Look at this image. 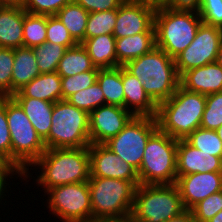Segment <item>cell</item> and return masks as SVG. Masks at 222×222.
I'll return each instance as SVG.
<instances>
[{"mask_svg":"<svg viewBox=\"0 0 222 222\" xmlns=\"http://www.w3.org/2000/svg\"><path fill=\"white\" fill-rule=\"evenodd\" d=\"M222 28L201 23L196 37L174 60L181 77L186 71L216 62Z\"/></svg>","mask_w":222,"mask_h":222,"instance_id":"12","label":"cell"},{"mask_svg":"<svg viewBox=\"0 0 222 222\" xmlns=\"http://www.w3.org/2000/svg\"><path fill=\"white\" fill-rule=\"evenodd\" d=\"M12 98H34L55 103L62 100L61 76L57 72L39 74Z\"/></svg>","mask_w":222,"mask_h":222,"instance_id":"20","label":"cell"},{"mask_svg":"<svg viewBox=\"0 0 222 222\" xmlns=\"http://www.w3.org/2000/svg\"><path fill=\"white\" fill-rule=\"evenodd\" d=\"M46 30V41L49 43L63 45L66 48H71L78 44L56 15L47 16Z\"/></svg>","mask_w":222,"mask_h":222,"instance_id":"36","label":"cell"},{"mask_svg":"<svg viewBox=\"0 0 222 222\" xmlns=\"http://www.w3.org/2000/svg\"><path fill=\"white\" fill-rule=\"evenodd\" d=\"M88 148L90 177L120 179L132 181L136 186L140 185L138 171L105 144H91Z\"/></svg>","mask_w":222,"mask_h":222,"instance_id":"14","label":"cell"},{"mask_svg":"<svg viewBox=\"0 0 222 222\" xmlns=\"http://www.w3.org/2000/svg\"><path fill=\"white\" fill-rule=\"evenodd\" d=\"M93 220L131 216L136 185L132 181L90 177Z\"/></svg>","mask_w":222,"mask_h":222,"instance_id":"8","label":"cell"},{"mask_svg":"<svg viewBox=\"0 0 222 222\" xmlns=\"http://www.w3.org/2000/svg\"><path fill=\"white\" fill-rule=\"evenodd\" d=\"M6 117L11 135V163L23 173L26 181L32 177L29 167L46 151V147L24 110L12 97H6Z\"/></svg>","mask_w":222,"mask_h":222,"instance_id":"5","label":"cell"},{"mask_svg":"<svg viewBox=\"0 0 222 222\" xmlns=\"http://www.w3.org/2000/svg\"><path fill=\"white\" fill-rule=\"evenodd\" d=\"M23 23L22 6H0V47H23Z\"/></svg>","mask_w":222,"mask_h":222,"instance_id":"21","label":"cell"},{"mask_svg":"<svg viewBox=\"0 0 222 222\" xmlns=\"http://www.w3.org/2000/svg\"><path fill=\"white\" fill-rule=\"evenodd\" d=\"M124 108L134 116L156 117L157 104L148 96L143 84L122 66Z\"/></svg>","mask_w":222,"mask_h":222,"instance_id":"19","label":"cell"},{"mask_svg":"<svg viewBox=\"0 0 222 222\" xmlns=\"http://www.w3.org/2000/svg\"><path fill=\"white\" fill-rule=\"evenodd\" d=\"M94 68L95 66L86 48L81 43H78L76 46L66 49L58 63L56 72L61 77H67L93 70Z\"/></svg>","mask_w":222,"mask_h":222,"instance_id":"27","label":"cell"},{"mask_svg":"<svg viewBox=\"0 0 222 222\" xmlns=\"http://www.w3.org/2000/svg\"><path fill=\"white\" fill-rule=\"evenodd\" d=\"M156 47L155 31H146L133 36L116 38L117 67L150 52Z\"/></svg>","mask_w":222,"mask_h":222,"instance_id":"22","label":"cell"},{"mask_svg":"<svg viewBox=\"0 0 222 222\" xmlns=\"http://www.w3.org/2000/svg\"><path fill=\"white\" fill-rule=\"evenodd\" d=\"M47 193V194H46ZM48 195L46 207L62 222H91L93 213L88 181L71 183L45 192Z\"/></svg>","mask_w":222,"mask_h":222,"instance_id":"10","label":"cell"},{"mask_svg":"<svg viewBox=\"0 0 222 222\" xmlns=\"http://www.w3.org/2000/svg\"><path fill=\"white\" fill-rule=\"evenodd\" d=\"M193 6L202 23L222 28V0H197Z\"/></svg>","mask_w":222,"mask_h":222,"instance_id":"38","label":"cell"},{"mask_svg":"<svg viewBox=\"0 0 222 222\" xmlns=\"http://www.w3.org/2000/svg\"><path fill=\"white\" fill-rule=\"evenodd\" d=\"M177 144L178 140L159 129L149 138L138 171L140 184L160 185L176 182Z\"/></svg>","mask_w":222,"mask_h":222,"instance_id":"9","label":"cell"},{"mask_svg":"<svg viewBox=\"0 0 222 222\" xmlns=\"http://www.w3.org/2000/svg\"><path fill=\"white\" fill-rule=\"evenodd\" d=\"M96 81L104 93L105 104L124 107L122 66L99 69Z\"/></svg>","mask_w":222,"mask_h":222,"instance_id":"26","label":"cell"},{"mask_svg":"<svg viewBox=\"0 0 222 222\" xmlns=\"http://www.w3.org/2000/svg\"><path fill=\"white\" fill-rule=\"evenodd\" d=\"M30 167H34L30 170L41 169L35 183L44 190L45 196L50 188L89 181V148L46 149Z\"/></svg>","mask_w":222,"mask_h":222,"instance_id":"2","label":"cell"},{"mask_svg":"<svg viewBox=\"0 0 222 222\" xmlns=\"http://www.w3.org/2000/svg\"><path fill=\"white\" fill-rule=\"evenodd\" d=\"M218 137L222 141V125L216 130Z\"/></svg>","mask_w":222,"mask_h":222,"instance_id":"51","label":"cell"},{"mask_svg":"<svg viewBox=\"0 0 222 222\" xmlns=\"http://www.w3.org/2000/svg\"><path fill=\"white\" fill-rule=\"evenodd\" d=\"M40 74L33 48L18 47L14 49L12 67L11 96L30 83Z\"/></svg>","mask_w":222,"mask_h":222,"instance_id":"23","label":"cell"},{"mask_svg":"<svg viewBox=\"0 0 222 222\" xmlns=\"http://www.w3.org/2000/svg\"><path fill=\"white\" fill-rule=\"evenodd\" d=\"M71 2L73 0H24L22 7L31 14L52 16Z\"/></svg>","mask_w":222,"mask_h":222,"instance_id":"40","label":"cell"},{"mask_svg":"<svg viewBox=\"0 0 222 222\" xmlns=\"http://www.w3.org/2000/svg\"><path fill=\"white\" fill-rule=\"evenodd\" d=\"M222 125V92L206 95V106L200 127L217 130Z\"/></svg>","mask_w":222,"mask_h":222,"instance_id":"35","label":"cell"},{"mask_svg":"<svg viewBox=\"0 0 222 222\" xmlns=\"http://www.w3.org/2000/svg\"><path fill=\"white\" fill-rule=\"evenodd\" d=\"M66 47L45 41L33 47L40 74L56 72L58 63L63 57Z\"/></svg>","mask_w":222,"mask_h":222,"instance_id":"30","label":"cell"},{"mask_svg":"<svg viewBox=\"0 0 222 222\" xmlns=\"http://www.w3.org/2000/svg\"><path fill=\"white\" fill-rule=\"evenodd\" d=\"M164 2L173 5H194L197 0H165Z\"/></svg>","mask_w":222,"mask_h":222,"instance_id":"46","label":"cell"},{"mask_svg":"<svg viewBox=\"0 0 222 222\" xmlns=\"http://www.w3.org/2000/svg\"><path fill=\"white\" fill-rule=\"evenodd\" d=\"M0 167H16L14 164L4 161L0 157Z\"/></svg>","mask_w":222,"mask_h":222,"instance_id":"50","label":"cell"},{"mask_svg":"<svg viewBox=\"0 0 222 222\" xmlns=\"http://www.w3.org/2000/svg\"><path fill=\"white\" fill-rule=\"evenodd\" d=\"M99 68H94L86 72H82L73 76L61 77L62 100L92 86L97 80Z\"/></svg>","mask_w":222,"mask_h":222,"instance_id":"34","label":"cell"},{"mask_svg":"<svg viewBox=\"0 0 222 222\" xmlns=\"http://www.w3.org/2000/svg\"><path fill=\"white\" fill-rule=\"evenodd\" d=\"M91 222H133V221L129 216L123 218L97 219V220H92Z\"/></svg>","mask_w":222,"mask_h":222,"instance_id":"45","label":"cell"},{"mask_svg":"<svg viewBox=\"0 0 222 222\" xmlns=\"http://www.w3.org/2000/svg\"><path fill=\"white\" fill-rule=\"evenodd\" d=\"M180 85L204 95L222 92V67L213 62L188 70L180 77Z\"/></svg>","mask_w":222,"mask_h":222,"instance_id":"18","label":"cell"},{"mask_svg":"<svg viewBox=\"0 0 222 222\" xmlns=\"http://www.w3.org/2000/svg\"><path fill=\"white\" fill-rule=\"evenodd\" d=\"M185 211L175 183L140 184L135 190L134 205L130 217L133 222H166Z\"/></svg>","mask_w":222,"mask_h":222,"instance_id":"6","label":"cell"},{"mask_svg":"<svg viewBox=\"0 0 222 222\" xmlns=\"http://www.w3.org/2000/svg\"><path fill=\"white\" fill-rule=\"evenodd\" d=\"M155 1H157V2H164L165 0H155Z\"/></svg>","mask_w":222,"mask_h":222,"instance_id":"52","label":"cell"},{"mask_svg":"<svg viewBox=\"0 0 222 222\" xmlns=\"http://www.w3.org/2000/svg\"><path fill=\"white\" fill-rule=\"evenodd\" d=\"M89 13L118 9L125 0H73Z\"/></svg>","mask_w":222,"mask_h":222,"instance_id":"42","label":"cell"},{"mask_svg":"<svg viewBox=\"0 0 222 222\" xmlns=\"http://www.w3.org/2000/svg\"><path fill=\"white\" fill-rule=\"evenodd\" d=\"M56 16L77 43L82 44L85 41V30L89 16L88 11L73 1L58 11Z\"/></svg>","mask_w":222,"mask_h":222,"instance_id":"28","label":"cell"},{"mask_svg":"<svg viewBox=\"0 0 222 222\" xmlns=\"http://www.w3.org/2000/svg\"><path fill=\"white\" fill-rule=\"evenodd\" d=\"M89 121L88 112L73 106L67 100L55 102L51 129L43 141L46 149L89 147Z\"/></svg>","mask_w":222,"mask_h":222,"instance_id":"7","label":"cell"},{"mask_svg":"<svg viewBox=\"0 0 222 222\" xmlns=\"http://www.w3.org/2000/svg\"><path fill=\"white\" fill-rule=\"evenodd\" d=\"M201 23L193 5L158 2L154 17L156 47L175 59L194 40Z\"/></svg>","mask_w":222,"mask_h":222,"instance_id":"1","label":"cell"},{"mask_svg":"<svg viewBox=\"0 0 222 222\" xmlns=\"http://www.w3.org/2000/svg\"><path fill=\"white\" fill-rule=\"evenodd\" d=\"M155 0H125L117 9L115 38H124L146 31H155Z\"/></svg>","mask_w":222,"mask_h":222,"instance_id":"13","label":"cell"},{"mask_svg":"<svg viewBox=\"0 0 222 222\" xmlns=\"http://www.w3.org/2000/svg\"><path fill=\"white\" fill-rule=\"evenodd\" d=\"M222 210V190L196 204L191 212L197 222H207Z\"/></svg>","mask_w":222,"mask_h":222,"instance_id":"37","label":"cell"},{"mask_svg":"<svg viewBox=\"0 0 222 222\" xmlns=\"http://www.w3.org/2000/svg\"><path fill=\"white\" fill-rule=\"evenodd\" d=\"M0 157L11 163V135L6 117V97H0Z\"/></svg>","mask_w":222,"mask_h":222,"instance_id":"41","label":"cell"},{"mask_svg":"<svg viewBox=\"0 0 222 222\" xmlns=\"http://www.w3.org/2000/svg\"><path fill=\"white\" fill-rule=\"evenodd\" d=\"M206 95L178 86L175 93L157 106L158 129L176 140L186 138L200 127Z\"/></svg>","mask_w":222,"mask_h":222,"instance_id":"3","label":"cell"},{"mask_svg":"<svg viewBox=\"0 0 222 222\" xmlns=\"http://www.w3.org/2000/svg\"><path fill=\"white\" fill-rule=\"evenodd\" d=\"M14 49L0 47V97H11Z\"/></svg>","mask_w":222,"mask_h":222,"instance_id":"39","label":"cell"},{"mask_svg":"<svg viewBox=\"0 0 222 222\" xmlns=\"http://www.w3.org/2000/svg\"><path fill=\"white\" fill-rule=\"evenodd\" d=\"M177 186L186 210L222 190V172L193 173L177 177Z\"/></svg>","mask_w":222,"mask_h":222,"instance_id":"16","label":"cell"},{"mask_svg":"<svg viewBox=\"0 0 222 222\" xmlns=\"http://www.w3.org/2000/svg\"><path fill=\"white\" fill-rule=\"evenodd\" d=\"M117 9L89 13L85 30V40L103 34H113Z\"/></svg>","mask_w":222,"mask_h":222,"instance_id":"31","label":"cell"},{"mask_svg":"<svg viewBox=\"0 0 222 222\" xmlns=\"http://www.w3.org/2000/svg\"><path fill=\"white\" fill-rule=\"evenodd\" d=\"M115 42L113 34H103L86 39L82 45L86 48L93 65L104 69L117 67Z\"/></svg>","mask_w":222,"mask_h":222,"instance_id":"25","label":"cell"},{"mask_svg":"<svg viewBox=\"0 0 222 222\" xmlns=\"http://www.w3.org/2000/svg\"><path fill=\"white\" fill-rule=\"evenodd\" d=\"M24 0H0V6H22Z\"/></svg>","mask_w":222,"mask_h":222,"instance_id":"47","label":"cell"},{"mask_svg":"<svg viewBox=\"0 0 222 222\" xmlns=\"http://www.w3.org/2000/svg\"><path fill=\"white\" fill-rule=\"evenodd\" d=\"M66 100L89 114L101 105H105L104 93L97 81L92 86L74 93Z\"/></svg>","mask_w":222,"mask_h":222,"instance_id":"33","label":"cell"},{"mask_svg":"<svg viewBox=\"0 0 222 222\" xmlns=\"http://www.w3.org/2000/svg\"><path fill=\"white\" fill-rule=\"evenodd\" d=\"M123 67L136 76L157 105L169 99L180 85L175 60L158 47L127 62Z\"/></svg>","mask_w":222,"mask_h":222,"instance_id":"4","label":"cell"},{"mask_svg":"<svg viewBox=\"0 0 222 222\" xmlns=\"http://www.w3.org/2000/svg\"><path fill=\"white\" fill-rule=\"evenodd\" d=\"M24 110L38 136L44 141L52 125L54 103L34 98H13Z\"/></svg>","mask_w":222,"mask_h":222,"instance_id":"24","label":"cell"},{"mask_svg":"<svg viewBox=\"0 0 222 222\" xmlns=\"http://www.w3.org/2000/svg\"><path fill=\"white\" fill-rule=\"evenodd\" d=\"M216 62L222 67V42L219 47V51L217 53Z\"/></svg>","mask_w":222,"mask_h":222,"instance_id":"49","label":"cell"},{"mask_svg":"<svg viewBox=\"0 0 222 222\" xmlns=\"http://www.w3.org/2000/svg\"><path fill=\"white\" fill-rule=\"evenodd\" d=\"M166 222H197V221L194 219L191 210H186L179 216L171 218L170 220Z\"/></svg>","mask_w":222,"mask_h":222,"instance_id":"44","label":"cell"},{"mask_svg":"<svg viewBox=\"0 0 222 222\" xmlns=\"http://www.w3.org/2000/svg\"><path fill=\"white\" fill-rule=\"evenodd\" d=\"M14 175H17L23 180L22 178L23 173L17 167H0V199L1 200L4 199V196H7L5 192L8 191L7 188L9 187H6V186L10 185L7 180L10 181V179H12ZM1 200H0V204H1Z\"/></svg>","mask_w":222,"mask_h":222,"instance_id":"43","label":"cell"},{"mask_svg":"<svg viewBox=\"0 0 222 222\" xmlns=\"http://www.w3.org/2000/svg\"><path fill=\"white\" fill-rule=\"evenodd\" d=\"M47 16L31 14L24 10L23 47L33 48L46 41Z\"/></svg>","mask_w":222,"mask_h":222,"instance_id":"29","label":"cell"},{"mask_svg":"<svg viewBox=\"0 0 222 222\" xmlns=\"http://www.w3.org/2000/svg\"><path fill=\"white\" fill-rule=\"evenodd\" d=\"M157 130L156 118L134 116L123 130L104 144L139 171L147 142Z\"/></svg>","mask_w":222,"mask_h":222,"instance_id":"11","label":"cell"},{"mask_svg":"<svg viewBox=\"0 0 222 222\" xmlns=\"http://www.w3.org/2000/svg\"><path fill=\"white\" fill-rule=\"evenodd\" d=\"M134 115L117 105L105 104L89 114V135L91 144H104L116 136Z\"/></svg>","mask_w":222,"mask_h":222,"instance_id":"15","label":"cell"},{"mask_svg":"<svg viewBox=\"0 0 222 222\" xmlns=\"http://www.w3.org/2000/svg\"><path fill=\"white\" fill-rule=\"evenodd\" d=\"M186 141L200 151L222 158V141L215 130L199 127L186 138Z\"/></svg>","mask_w":222,"mask_h":222,"instance_id":"32","label":"cell"},{"mask_svg":"<svg viewBox=\"0 0 222 222\" xmlns=\"http://www.w3.org/2000/svg\"><path fill=\"white\" fill-rule=\"evenodd\" d=\"M207 222H222V210L219 211L214 217H212Z\"/></svg>","mask_w":222,"mask_h":222,"instance_id":"48","label":"cell"},{"mask_svg":"<svg viewBox=\"0 0 222 222\" xmlns=\"http://www.w3.org/2000/svg\"><path fill=\"white\" fill-rule=\"evenodd\" d=\"M176 166L177 177L193 173L222 172V158L200 151L186 140H178Z\"/></svg>","mask_w":222,"mask_h":222,"instance_id":"17","label":"cell"}]
</instances>
